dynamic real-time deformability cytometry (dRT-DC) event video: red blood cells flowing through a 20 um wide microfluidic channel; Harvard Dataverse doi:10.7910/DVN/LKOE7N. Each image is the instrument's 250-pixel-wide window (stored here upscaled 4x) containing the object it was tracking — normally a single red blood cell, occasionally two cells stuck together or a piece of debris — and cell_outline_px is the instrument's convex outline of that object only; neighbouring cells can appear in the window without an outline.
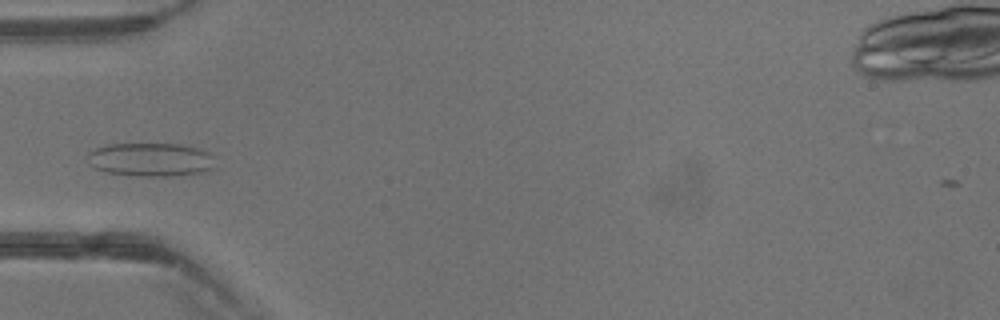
{"species": "common noctule bat (a hibernating species)", "species_latin": "Nyctalus noctula", "temperature_condition": "warm", "stored_images_in_passage": 10, "camera_frame_rate_fps": 3000, "um_per_image_px": 0.085, "animal": {"sex": "male", "body_mass_g": 13.3}, "frame": {"image": 1, "passage_image": 1, "time_ms": 0.0, "image_size_px": [1000, 320], "cell_outline_px": [[212, 168], [200, 172], [164, 176], [136, 176], [108, 172], [96, 168], [88, 164], [88, 152], [96, 148], [108, 144], [180, 144], [196, 148], [208, 152], [212, 156]], "centroid_in_image_um": [12.74, 13.55], "position_along_channel_um": 72.3, "area_um2": 24.57}}
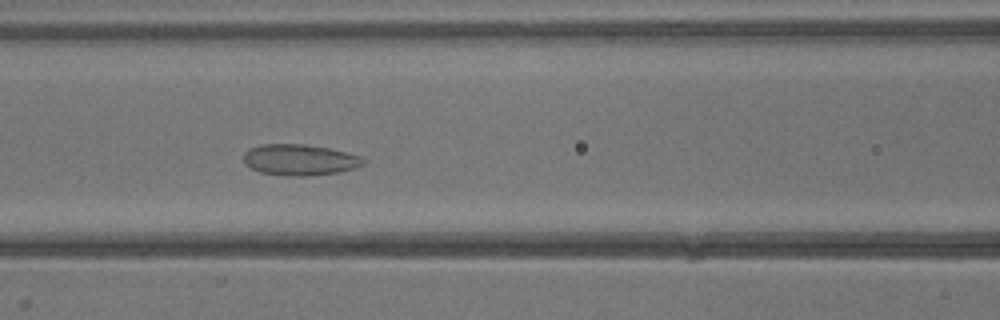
{"frame": {"image": 2, "passage_image": 5, "time_ms": 1.333, "image_size_px": [1000, 320], "cell_outline_px": [[368, 160], [364, 164], [340, 172], [308, 176], [288, 176], [260, 172], [244, 164], [244, 152], [248, 148], [260, 144], [304, 144], [328, 148], [364, 156]], "centroid_in_image_um": [25.49, 13.58], "position_along_channel_um": 141.1, "area_um2": 21.91}}
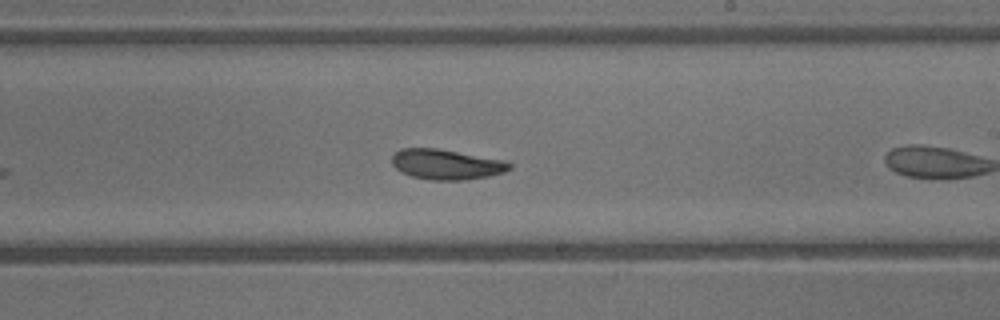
{"frame": {"image": 3, "passage_image": 9, "time_ms": 2.667, "image_size_px": [1000, 320], "cell_outline_px": [[512, 168], [504, 172], [488, 176], [468, 180], [428, 180], [412, 176], [400, 172], [392, 164], [392, 156], [400, 148], [436, 148], [504, 160], [512, 164]], "centroid_in_image_um": [37.93, 13.98], "position_along_channel_um": 251.1, "area_um2": 20.75}}